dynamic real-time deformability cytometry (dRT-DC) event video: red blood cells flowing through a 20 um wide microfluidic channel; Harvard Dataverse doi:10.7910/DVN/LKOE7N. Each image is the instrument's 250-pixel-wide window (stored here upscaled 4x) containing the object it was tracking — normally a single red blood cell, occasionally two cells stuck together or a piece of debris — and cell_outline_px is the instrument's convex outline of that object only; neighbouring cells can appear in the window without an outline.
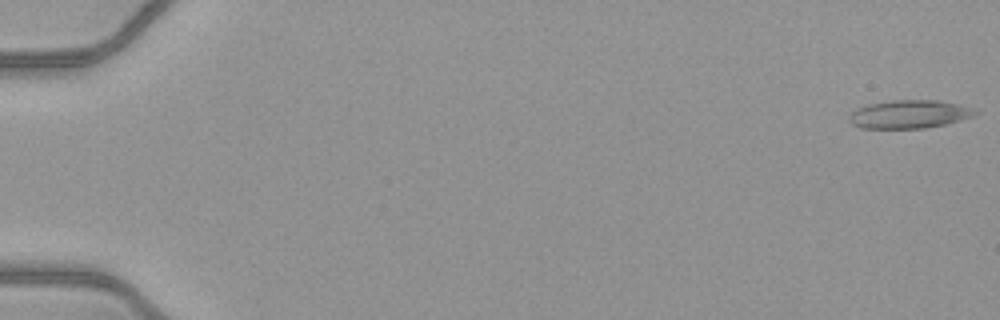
{"species": "common noctule bat (a hibernating species)", "species_latin": "Nyctalus noctula", "temperature_condition": "warm", "stored_images_in_passage": 52, "camera_frame_rate_fps": 3000, "um_per_image_px": 0.085, "animal": {"sex": "female", "body_mass_g": 21.9}, "frame": {"image": 1, "passage_image": 1, "time_ms": 0.0, "image_size_px": [1000, 320], "cell_outline_px": [[980, 112], [972, 116], [960, 120], [944, 124], [924, 128], [860, 128], [852, 124], [848, 120], [848, 116], [856, 108], [868, 104], [892, 100], [940, 100], [956, 104]], "centroid_in_image_um": [77.22, 9.71], "position_along_channel_um": 7.8, "area_um2": 20.58}}
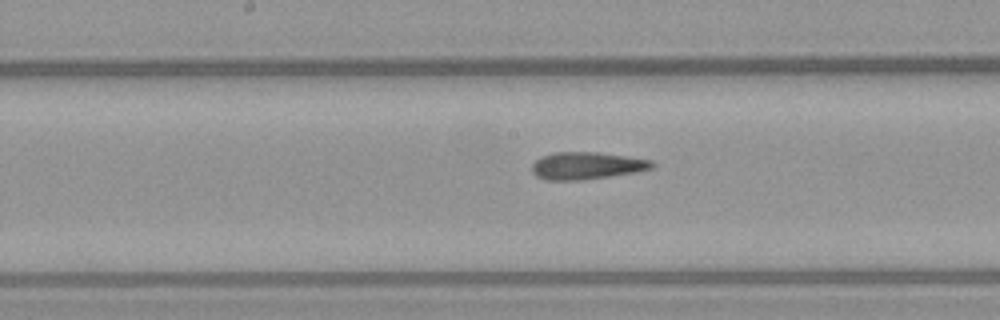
{"frame": {"image": 2, "passage_image": 28, "time_ms": 9.0, "image_size_px": [1000, 320], "cell_outline_px": [[656, 164], [652, 168], [636, 172], [584, 180], [544, 180], [536, 176], [532, 172], [532, 164], [540, 156], [556, 152], [596, 152], [628, 156], [652, 160]], "centroid_in_image_um": [49.86, 14.08], "position_along_channel_um": 198.3, "area_um2": 19.25}}
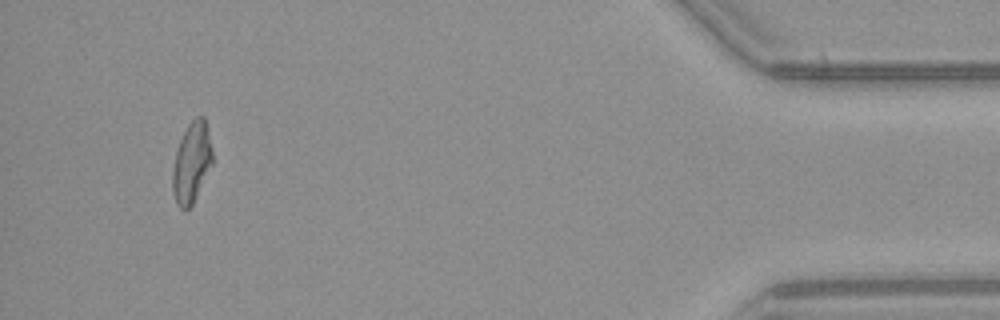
{"frame": {"image": 3, "passage_image": 49, "time_ms": 16.0, "image_size_px": [1000, 320], "cell_outline_px": [[212, 164], [192, 204], [184, 212], [176, 204], [172, 192], [172, 172], [176, 152], [180, 140], [188, 124], [196, 116], [204, 116], [212, 148]], "centroid_in_image_um": [16.27, 13.84], "position_along_channel_um": 418.9, "area_um2": 18.55}, "authors_computed_cell_mechanics": {"area_um2": 19.363, "velocity_mm_per_s": 4.1186, "shape_relaxation_time_tau1_ms": null, "shape_relaxation_time_tau2_ms": 3.1118, "deformation_change_tau1": null, "deformation_change_tau2": 0.1472}}